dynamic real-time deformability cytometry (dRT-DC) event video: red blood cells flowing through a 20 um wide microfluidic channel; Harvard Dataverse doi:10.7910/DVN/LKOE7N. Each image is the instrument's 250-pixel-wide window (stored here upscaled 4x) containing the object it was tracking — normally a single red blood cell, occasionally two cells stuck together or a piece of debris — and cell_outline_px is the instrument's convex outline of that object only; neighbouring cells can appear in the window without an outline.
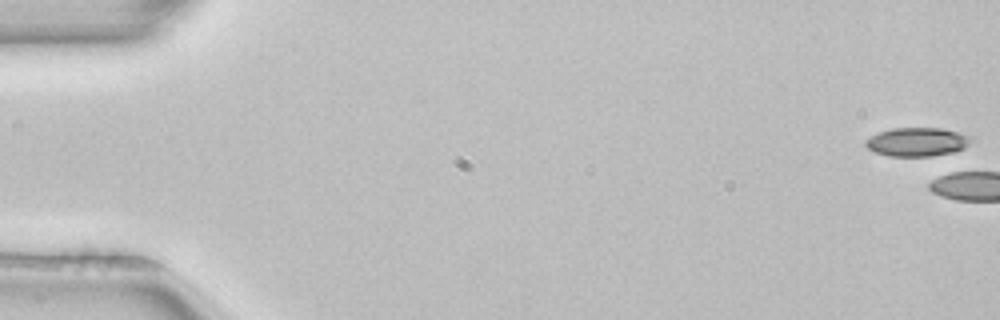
{"species": "common noctule bat (a hibernating species)", "species_latin": "Nyctalus noctula", "temperature_condition": "room temperature", "stored_images_in_passage": 4, "camera_frame_rate_fps": 3000, "um_per_image_px": 0.085, "animal": {"sex": "female", "body_mass_g": 22.7, "forearm_length_mm": 54.2}, "frame": {"image": 1, "passage_image": 1, "time_ms": 0.0, "image_size_px": [1000, 320], "cell_outline_px": [[968, 144], [964, 148], [952, 152], [932, 156], [888, 156], [876, 152], [868, 148], [864, 144], [864, 140], [880, 132], [892, 128], [940, 128], [956, 132], [968, 136]], "centroid_in_image_um": [77.89, 12.07], "position_along_channel_um": 7.1, "area_um2": 17.28}}